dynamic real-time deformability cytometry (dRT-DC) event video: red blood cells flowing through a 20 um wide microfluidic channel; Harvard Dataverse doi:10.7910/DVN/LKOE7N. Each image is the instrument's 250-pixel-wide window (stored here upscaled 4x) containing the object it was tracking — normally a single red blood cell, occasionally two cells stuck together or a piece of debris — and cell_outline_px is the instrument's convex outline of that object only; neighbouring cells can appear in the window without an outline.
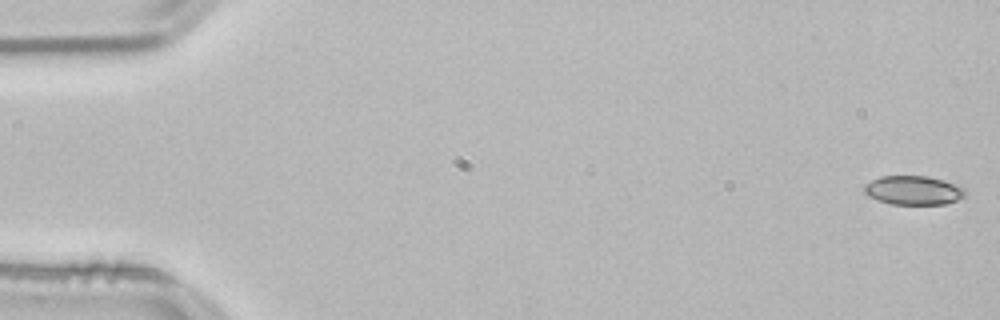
{"species": "common noctule bat (a hibernating species)", "species_latin": "Nyctalus noctula", "temperature_condition": "room temperature", "stored_images_in_passage": 53, "camera_frame_rate_fps": 3000, "um_per_image_px": 0.085, "animal": {"sex": "male", "body_mass_g": 21.5, "forearm_length_mm": 52.0}, "frame": {"image": 1, "passage_image": 1, "time_ms": 0.0, "image_size_px": [1000, 320], "cell_outline_px": [[968, 192], [964, 196], [956, 200], [944, 204], [892, 204], [876, 200], [868, 196], [864, 192], [864, 184], [880, 176], [928, 176], [960, 184]], "centroid_in_image_um": [77.66, 16.17], "position_along_channel_um": 7.3, "area_um2": 17.28}}
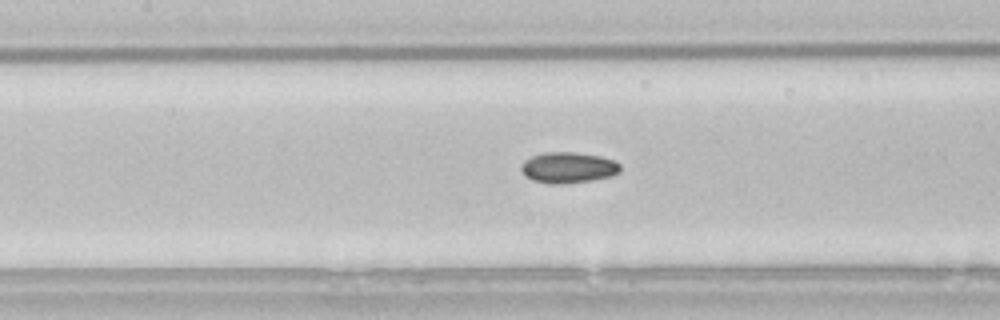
{"frame": {"image": 2, "passage_image": 24, "time_ms": 7.667, "image_size_px": [1000, 320], "cell_outline_px": [[620, 172], [612, 176], [592, 180], [560, 184], [548, 184], [532, 180], [524, 176], [520, 168], [524, 160], [532, 156], [544, 152], [576, 152], [600, 156], [612, 160], [620, 164]], "centroid_in_image_um": [48.27, 14.25], "position_along_channel_um": 159.1, "area_um2": 17.98}}
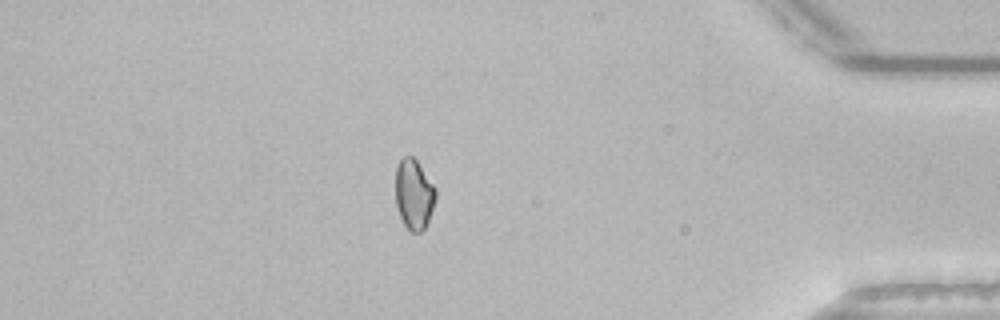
{"frame": {"image": 3, "passage_image": 46, "time_ms": 15.0, "image_size_px": [1000, 320], "cell_outline_px": [[436, 196], [428, 220], [424, 228], [420, 232], [412, 232], [404, 224], [400, 216], [396, 204], [396, 164], [404, 156], [412, 156], [416, 160], [436, 188]], "centroid_in_image_um": [35.17, 16.49], "position_along_channel_um": 400.0, "area_um2": 16.18}, "authors_computed_cell_mechanics": {"area_um2": 16.9932, "velocity_mm_per_s": 3.8355, "shape_relaxation_time_tau1_ms": null, "shape_relaxation_time_tau2_ms": 5.8063, "deformation_change_tau1": null, "deformation_change_tau2": 0.0703}}